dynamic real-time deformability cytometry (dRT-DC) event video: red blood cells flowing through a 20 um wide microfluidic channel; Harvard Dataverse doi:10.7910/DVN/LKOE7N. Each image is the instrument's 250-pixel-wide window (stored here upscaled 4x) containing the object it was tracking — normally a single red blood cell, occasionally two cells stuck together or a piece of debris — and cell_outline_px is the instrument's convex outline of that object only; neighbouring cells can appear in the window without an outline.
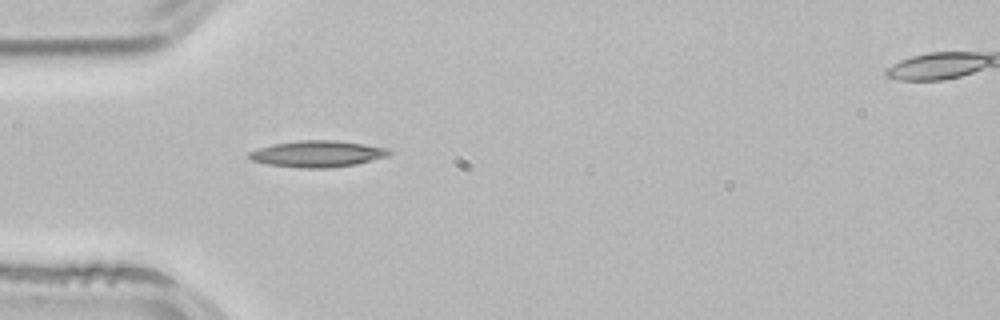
{"species": "common noctule bat (a hibernating species)", "species_latin": "Nyctalus noctula", "temperature_condition": "room temperature", "stored_images_in_passage": 3, "camera_frame_rate_fps": 3000, "um_per_image_px": 0.085, "animal": {"sex": "male", "body_mass_g": 21.5, "forearm_length_mm": 52.0}, "frame": {"image": 1, "passage_image": 3, "time_ms": 0.667, "image_size_px": [1000, 320], "cell_outline_px": [[396, 152], [388, 156], [356, 164], [328, 168], [300, 168], [268, 164], [252, 160], [248, 156], [248, 152], [272, 144], [300, 140], [336, 140], [364, 144], [388, 148]], "centroid_in_image_um": [27.03, 13.07], "position_along_channel_um": 58.0, "area_um2": 21.62}}